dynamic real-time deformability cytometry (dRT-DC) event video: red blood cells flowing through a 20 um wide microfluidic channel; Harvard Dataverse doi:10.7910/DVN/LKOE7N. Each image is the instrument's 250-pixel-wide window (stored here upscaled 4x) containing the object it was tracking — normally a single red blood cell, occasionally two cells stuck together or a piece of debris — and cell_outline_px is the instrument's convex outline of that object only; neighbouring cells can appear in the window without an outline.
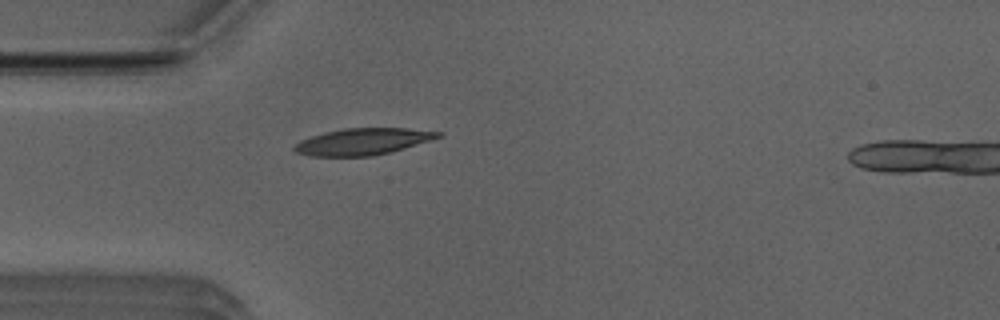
{"species": "Egyptian fruit bat (a non-hibernating species)", "species_latin": "Rousettus aegyptiacus", "temperature_condition": "room temperature", "stored_images_in_passage": 29, "camera_frame_rate_fps": 3000, "um_per_image_px": 0.085, "animal": {"sex": "male"}, "frame": {"image": 1, "passage_image": 1, "time_ms": 0.0, "image_size_px": [1000, 320], "cell_outline_px": [[444, 136], [432, 140], [392, 152], [372, 156], [312, 156], [296, 152], [292, 148], [300, 140], [324, 132], [344, 128], [408, 128], [444, 132]], "centroid_in_image_um": [30.9, 12.03], "position_along_channel_um": 54.1, "area_um2": 22.48}}
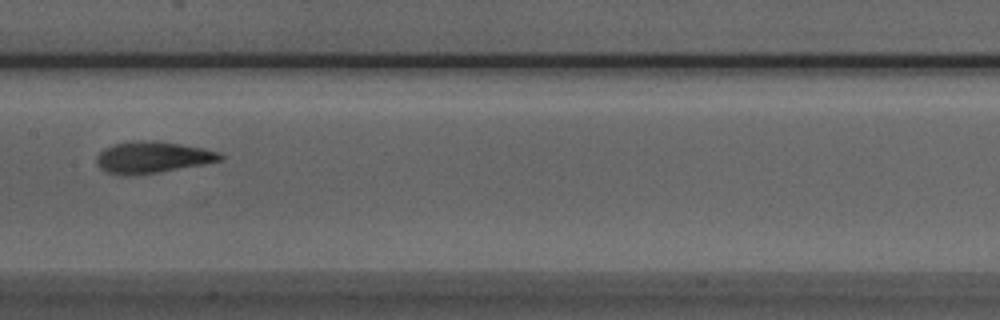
{"frame": {"image": 2, "passage_image": 12, "time_ms": 3.667, "image_size_px": [1000, 320], "cell_outline_px": [[224, 160], [204, 164], [156, 172], [124, 176], [108, 172], [100, 168], [96, 164], [96, 156], [104, 148], [112, 144], [140, 140], [156, 140], [204, 148], [220, 152], [224, 156]], "centroid_in_image_um": [12.96, 13.36], "position_along_channel_um": 194.4, "area_um2": 22.77}}
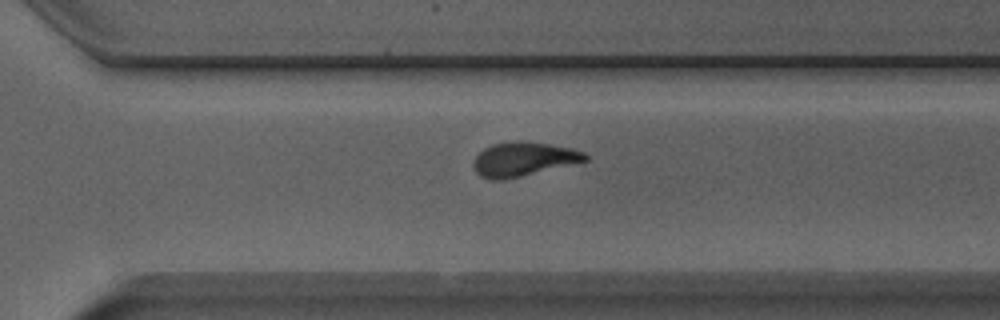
{"frame": {"image": 3, "passage_image": 22, "time_ms": 7.0, "image_size_px": [1000, 320], "cell_outline_px": [[588, 160], [504, 180], [488, 180], [480, 176], [476, 172], [472, 164], [472, 160], [484, 148], [492, 144], [520, 140], [524, 140], [572, 148], [584, 152], [588, 156]], "centroid_in_image_um": [44.44, 13.52], "position_along_channel_um": 326.2, "area_um2": 22.2}, "authors_computed_cell_mechanics": {"area_um2": 22.0218, "velocity_mm_per_s": 3.9657, "shape_relaxation_time_tau1_ms": 4.229, "shape_relaxation_time_tau2_ms": 1.6967, "deformation_change_tau1": 0.1712, "deformation_change_tau2": 0.0847}}